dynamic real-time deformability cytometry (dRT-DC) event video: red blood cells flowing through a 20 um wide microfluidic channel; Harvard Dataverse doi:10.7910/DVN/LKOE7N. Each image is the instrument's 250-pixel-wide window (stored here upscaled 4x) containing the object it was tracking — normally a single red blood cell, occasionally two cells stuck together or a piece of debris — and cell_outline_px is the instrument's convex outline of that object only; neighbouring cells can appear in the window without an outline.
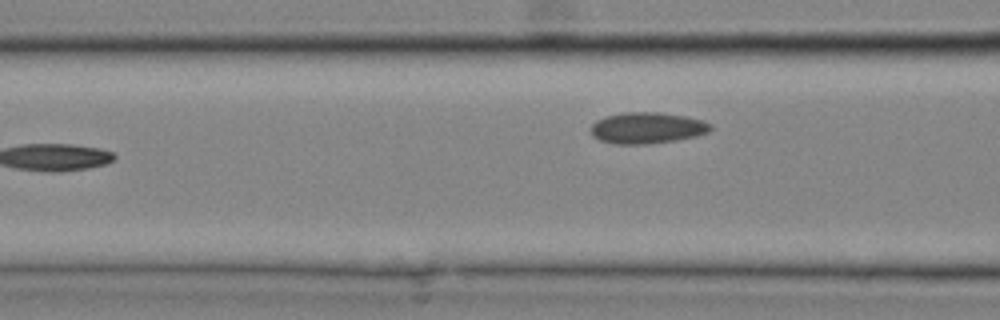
{"species": "common noctule bat (a hibernating species)", "species_latin": "Nyctalus noctula", "temperature_condition": "cold", "stored_images_in_passage": 12, "camera_frame_rate_fps": 3000, "um_per_image_px": 0.085, "animal": {"sex": "male", "body_mass_g": 20.4}, "frame": {"image": 1, "passage_image": 12, "time_ms": 3.667, "image_size_px": [1000, 320], "cell_outline_px": [[712, 128], [708, 132], [696, 136], [676, 140], [648, 144], [616, 144], [600, 140], [592, 136], [592, 124], [596, 120], [604, 116], [624, 112], [656, 112], [684, 116], [704, 120], [712, 124]], "centroid_in_image_um": [55.01, 10.87], "position_along_channel_um": 111.6, "area_um2": 21.85}}